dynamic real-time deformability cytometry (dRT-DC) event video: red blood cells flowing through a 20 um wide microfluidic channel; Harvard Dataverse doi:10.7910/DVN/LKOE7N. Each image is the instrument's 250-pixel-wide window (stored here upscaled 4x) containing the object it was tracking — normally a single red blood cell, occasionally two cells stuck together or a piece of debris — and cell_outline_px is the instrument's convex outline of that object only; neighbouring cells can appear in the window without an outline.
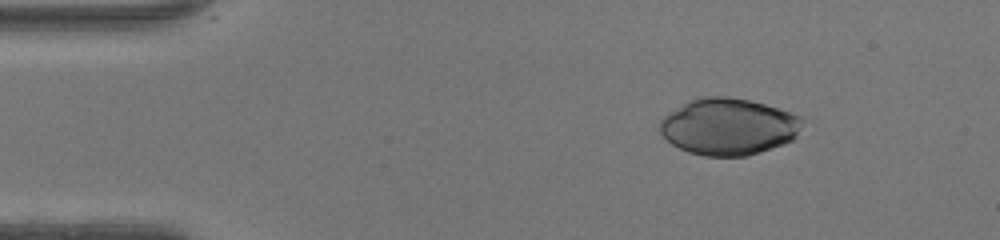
{"species": "human", "species_latin": "Homo sapiens", "temperature_condition": "warm", "stored_images_in_passage": 42, "camera_frame_rate_fps": 3000, "um_per_image_px": 0.085, "donor": {"sex": "female"}, "frame": {"image": 1, "passage_image": 1, "time_ms": 0.0, "image_size_px": [1000, 240], "cell_outline_px": [[800, 128], [796, 136], [792, 140], [784, 144], [748, 156], [704, 156], [688, 152], [672, 144], [660, 132], [660, 120], [664, 116], [688, 100], [696, 96], [728, 96], [748, 100], [764, 104], [800, 116]], "centroid_in_image_um": [61.88, 10.76], "position_along_channel_um": 23.1, "area_um2": 46.93}}
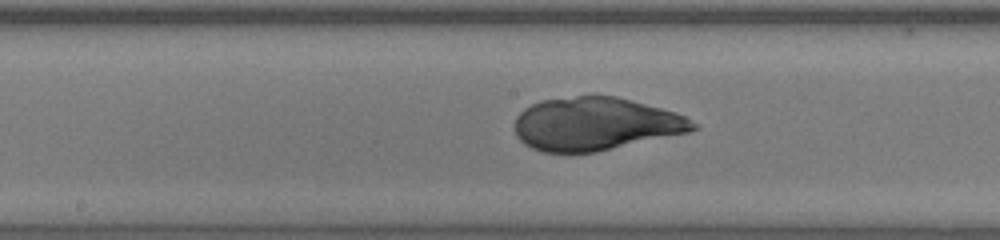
{"frame": {"image": 2, "passage_image": 19, "time_ms": 6.0, "image_size_px": [1000, 240], "cell_outline_px": [[700, 128], [688, 132], [596, 152], [540, 152], [524, 144], [516, 136], [516, 116], [524, 108], [540, 100], [576, 96], [616, 96], [676, 112], [700, 124]], "centroid_in_image_um": [50.62, 10.53], "position_along_channel_um": 197.6, "area_um2": 55.08}}
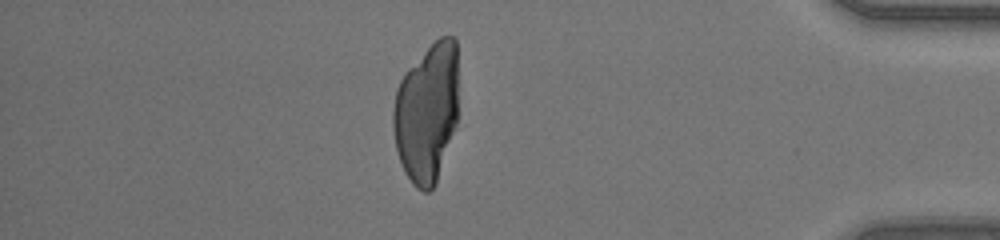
{"frame": {"image": 3, "passage_image": 36, "time_ms": 11.667, "image_size_px": [1000, 240], "cell_outline_px": [[456, 128], [436, 184], [428, 192], [424, 192], [416, 188], [412, 184], [404, 172], [396, 148], [392, 128], [392, 112], [396, 92], [400, 80], [404, 72], [440, 36], [452, 36], [456, 40]], "centroid_in_image_um": [36.26, 9.63], "position_along_channel_um": 398.9, "area_um2": 52.94}}